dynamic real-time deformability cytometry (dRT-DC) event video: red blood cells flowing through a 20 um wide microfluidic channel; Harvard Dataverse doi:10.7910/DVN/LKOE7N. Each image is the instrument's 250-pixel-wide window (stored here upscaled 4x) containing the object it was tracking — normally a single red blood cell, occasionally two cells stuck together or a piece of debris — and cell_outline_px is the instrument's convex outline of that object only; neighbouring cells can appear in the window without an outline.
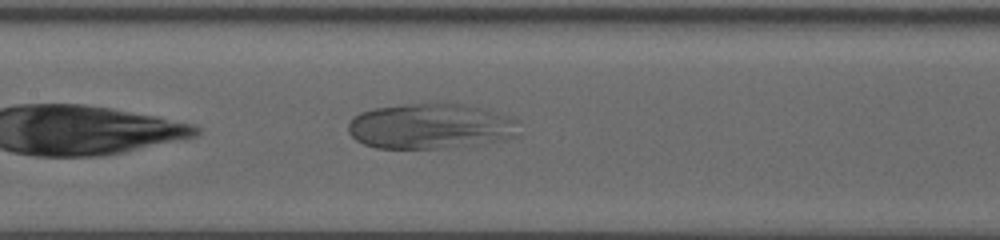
{"species": "human", "species_latin": "Homo sapiens", "temperature_condition": "warm", "stored_images_in_passage": 11, "camera_frame_rate_fps": 3000, "um_per_image_px": 0.085, "donor": {"sex": "female"}, "frame": {"image": 1, "passage_image": 7, "time_ms": 3.667, "image_size_px": [1000, 240], "cell_outline_px": [[516, 136], [504, 140], [440, 148], [376, 148], [364, 144], [356, 140], [348, 132], [348, 124], [352, 116], [360, 112], [372, 108], [404, 104], [464, 104], [512, 120]], "centroid_in_image_um": [36.4, 10.74], "position_along_channel_um": 171.0, "area_um2": 43.99}}
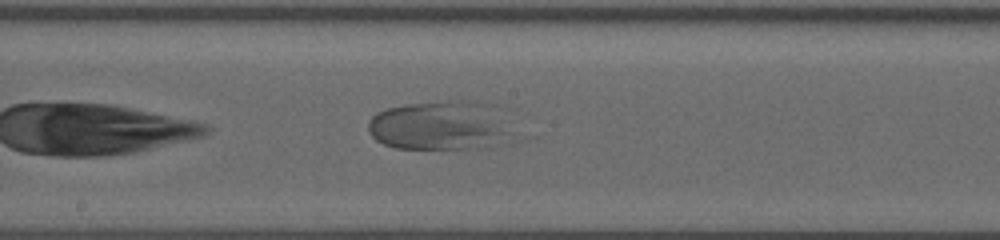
{"frame": {"image": 2, "passage_image": 10, "time_ms": 5.0, "image_size_px": [1000, 240], "cell_outline_px": [[520, 140], [512, 144], [492, 148], [396, 148], [384, 144], [376, 140], [368, 132], [368, 120], [376, 112], [388, 108], [404, 104], [448, 100], [476, 100], [484, 104]], "centroid_in_image_um": [37.43, 10.71], "position_along_channel_um": 210.8, "area_um2": 41.91}}